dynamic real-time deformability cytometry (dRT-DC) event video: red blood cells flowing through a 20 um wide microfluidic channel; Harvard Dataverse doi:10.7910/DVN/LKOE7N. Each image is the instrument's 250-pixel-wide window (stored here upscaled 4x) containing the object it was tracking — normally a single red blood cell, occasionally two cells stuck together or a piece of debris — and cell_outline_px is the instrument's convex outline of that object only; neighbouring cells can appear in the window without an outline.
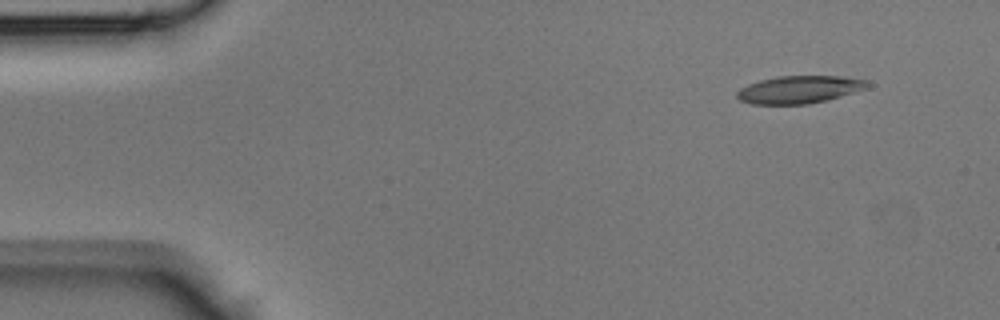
{"species": "Egyptian fruit bat (a non-hibernating species)", "species_latin": "Rousettus aegyptiacus", "temperature_condition": "room temperature", "stored_images_in_passage": 9, "camera_frame_rate_fps": 3000, "um_per_image_px": 0.085, "animal": {"sex": "male"}, "frame": {"image": 1, "passage_image": 1, "time_ms": 0.0, "image_size_px": [1000, 320], "cell_outline_px": [[872, 84], [868, 88], [828, 100], [808, 104], [752, 104], [740, 100], [736, 96], [736, 92], [740, 88], [748, 84], [760, 80], [776, 76], [840, 76], [868, 80]], "centroid_in_image_um": [67.97, 7.61], "position_along_channel_um": 17.0, "area_um2": 21.15}}